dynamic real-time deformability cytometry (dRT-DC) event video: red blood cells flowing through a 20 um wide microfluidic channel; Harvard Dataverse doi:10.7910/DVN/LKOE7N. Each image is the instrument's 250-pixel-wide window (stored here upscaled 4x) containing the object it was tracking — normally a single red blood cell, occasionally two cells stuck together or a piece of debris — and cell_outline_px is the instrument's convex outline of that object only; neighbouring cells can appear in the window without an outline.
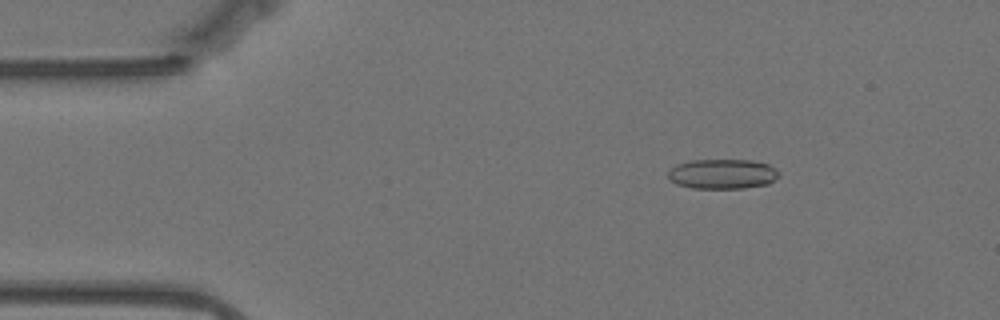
{"species": "Egyptian fruit bat (a non-hibernating species)", "species_latin": "Rousettus aegyptiacus", "temperature_condition": "warm", "stored_images_in_passage": 57, "camera_frame_rate_fps": 3000, "um_per_image_px": 0.085, "animal": {"sex": "female"}, "frame": {"image": 1, "passage_image": 8, "time_ms": 2.333, "image_size_px": [1000, 320], "cell_outline_px": [[780, 176], [768, 184], [744, 188], [692, 188], [676, 184], [668, 180], [668, 172], [676, 164], [688, 160], [752, 160], [768, 164], [776, 168], [780, 172]], "centroid_in_image_um": [61.41, 14.78], "position_along_channel_um": 23.6, "area_um2": 19.54}}
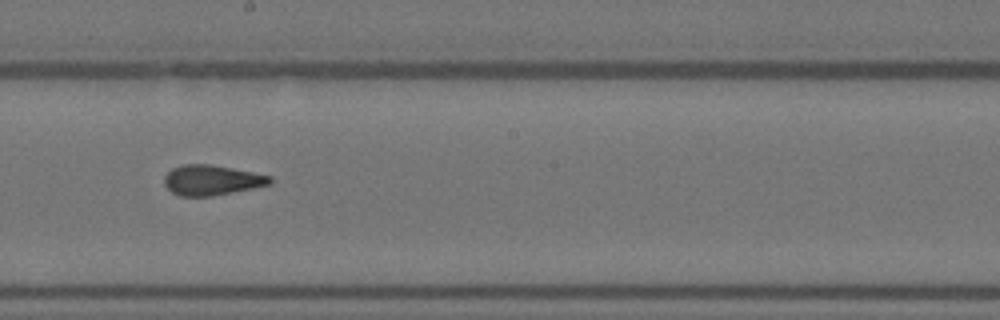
{"frame": {"image": 2, "passage_image": 31, "time_ms": 10.0, "image_size_px": [1000, 320], "cell_outline_px": [[272, 184], [212, 196], [180, 196], [172, 192], [164, 184], [164, 176], [172, 168], [184, 164], [208, 164], [232, 168], [272, 176]], "centroid_in_image_um": [17.99, 15.31], "position_along_channel_um": 230.2, "area_um2": 18.5}}
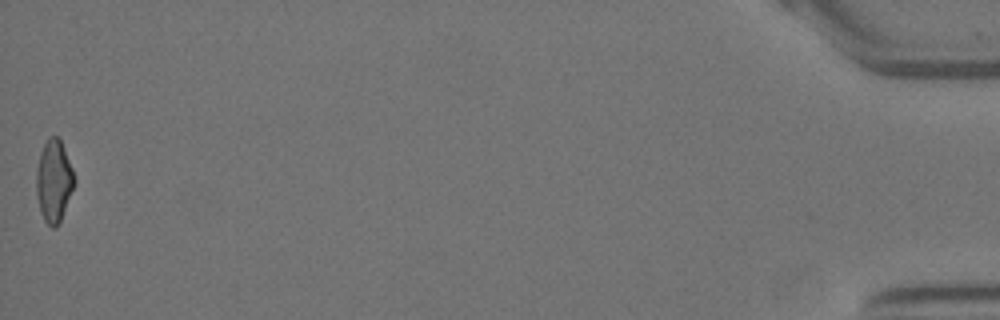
{"frame": {"image": 3, "passage_image": 57, "time_ms": 18.667, "image_size_px": [1000, 320], "cell_outline_px": [[76, 180], [60, 220], [56, 228], [52, 228], [44, 220], [40, 212], [36, 196], [36, 172], [40, 152], [48, 136], [56, 136], [60, 140], [64, 148], [72, 168]], "centroid_in_image_um": [4.56, 15.38], "position_along_channel_um": 430.6, "area_um2": 18.09}, "authors_computed_cell_mechanics": {"area_um2": 18.9006, "velocity_mm_per_s": 3.5063, "shape_relaxation_time_tau1_ms": null, "shape_relaxation_time_tau2_ms": 2.2034, "deformation_change_tau1": null, "deformation_change_tau2": 0.1001}}